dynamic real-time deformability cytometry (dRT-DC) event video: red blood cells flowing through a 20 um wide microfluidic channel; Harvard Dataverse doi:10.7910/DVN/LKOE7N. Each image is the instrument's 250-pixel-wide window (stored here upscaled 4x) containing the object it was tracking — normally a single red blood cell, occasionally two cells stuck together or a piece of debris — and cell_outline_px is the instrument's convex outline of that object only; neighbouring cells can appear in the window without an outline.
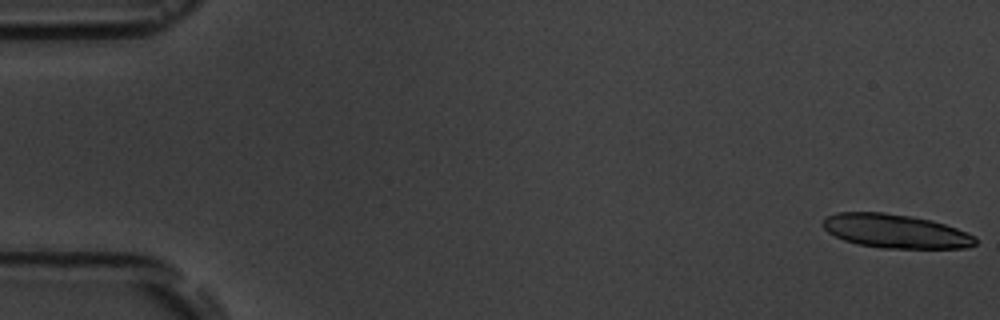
{"species": "common noctule bat (a hibernating species)", "species_latin": "Nyctalus noctula", "temperature_condition": "room temperature", "stored_images_in_passage": 9, "camera_frame_rate_fps": 3000, "um_per_image_px": 0.085, "animal": {"sex": "male", "body_mass_g": 19.5, "forearm_length_mm": 54.6}, "frame": {"image": 1, "passage_image": 1, "time_ms": 0.0, "image_size_px": [1000, 320], "cell_outline_px": [[976, 244], [968, 248], [880, 248], [856, 244], [844, 240], [828, 232], [820, 224], [828, 216], [836, 212], [884, 212], [912, 216], [932, 220], [956, 228], [976, 236]], "centroid_in_image_um": [76.11, 19.65], "position_along_channel_um": 8.9, "area_um2": 30.23}}
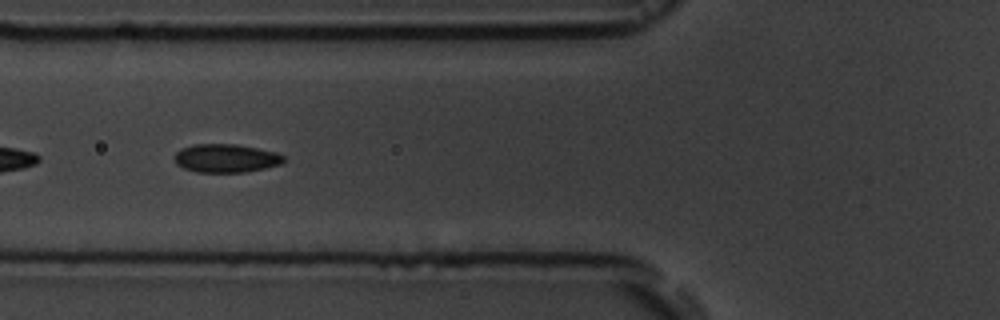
{"frame": {"image": 2, "passage_image": 7, "time_ms": 7.0, "image_size_px": [1000, 320], "cell_outline_px": [[284, 160], [280, 164], [264, 168], [244, 172], [196, 172], [184, 168], [176, 164], [172, 156], [180, 148], [192, 144], [236, 144], [276, 152], [284, 156]], "centroid_in_image_um": [19.14, 13.44], "position_along_channel_um": 106.7, "area_um2": 18.15}}
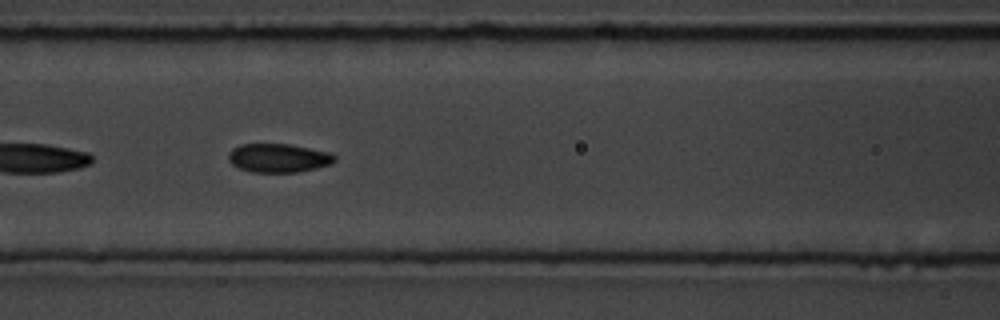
{"frame": {"image": 3, "passage_image": 8, "time_ms": 8.0, "image_size_px": [1000, 320], "cell_outline_px": [[336, 160], [332, 164], [300, 172], [252, 172], [240, 168], [232, 164], [228, 160], [228, 152], [232, 148], [240, 144], [288, 144], [328, 152], [336, 156]], "centroid_in_image_um": [23.66, 13.43], "position_along_channel_um": 142.9, "area_um2": 17.8}}